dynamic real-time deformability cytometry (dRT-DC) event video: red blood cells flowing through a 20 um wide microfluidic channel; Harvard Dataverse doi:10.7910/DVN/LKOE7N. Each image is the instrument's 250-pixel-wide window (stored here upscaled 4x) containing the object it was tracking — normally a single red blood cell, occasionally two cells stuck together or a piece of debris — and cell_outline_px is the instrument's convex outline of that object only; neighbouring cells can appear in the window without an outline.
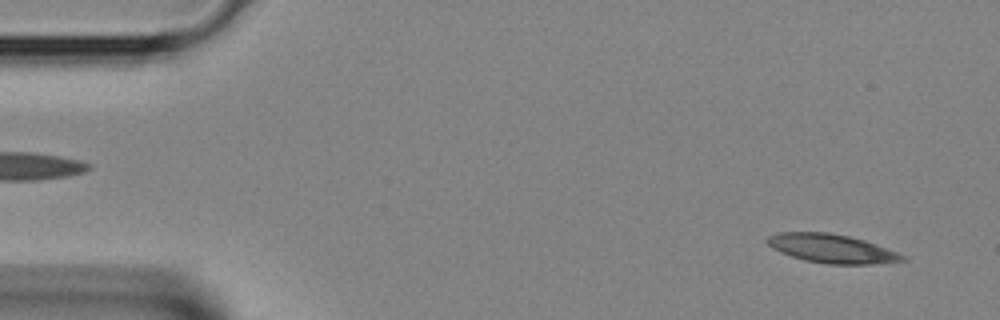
{"species": "Egyptian fruit bat (a non-hibernating species)", "species_latin": "Rousettus aegyptiacus", "temperature_condition": "room temperature", "stored_images_in_passage": 10, "camera_frame_rate_fps": 3000, "um_per_image_px": 0.085, "animal": {"sex": "female"}, "frame": {"image": 1, "passage_image": 2, "time_ms": 0.333, "image_size_px": [1000, 320], "cell_outline_px": [[908, 260], [868, 264], [828, 264], [804, 260], [780, 252], [772, 248], [764, 240], [768, 236], [780, 232], [828, 232], [848, 236], [864, 240], [908, 256]], "centroid_in_image_um": [70.68, 21.12], "position_along_channel_um": 14.3, "area_um2": 22.6}}
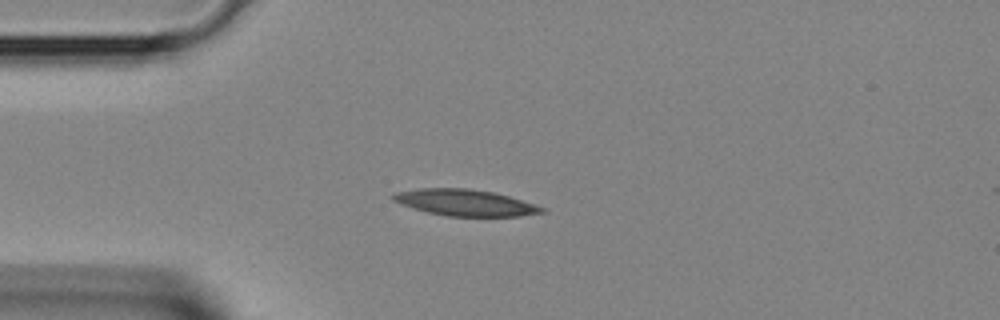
{"frame": {"image": 2, "passage_image": 9, "time_ms": 2.667, "image_size_px": [1000, 320], "cell_outline_px": [[548, 212], [520, 216], [448, 216], [428, 212], [400, 204], [392, 200], [392, 192], [420, 188], [468, 188], [496, 192], [536, 204], [548, 208]], "centroid_in_image_um": [39.59, 17.21], "position_along_channel_um": 45.4, "area_um2": 23.18}}